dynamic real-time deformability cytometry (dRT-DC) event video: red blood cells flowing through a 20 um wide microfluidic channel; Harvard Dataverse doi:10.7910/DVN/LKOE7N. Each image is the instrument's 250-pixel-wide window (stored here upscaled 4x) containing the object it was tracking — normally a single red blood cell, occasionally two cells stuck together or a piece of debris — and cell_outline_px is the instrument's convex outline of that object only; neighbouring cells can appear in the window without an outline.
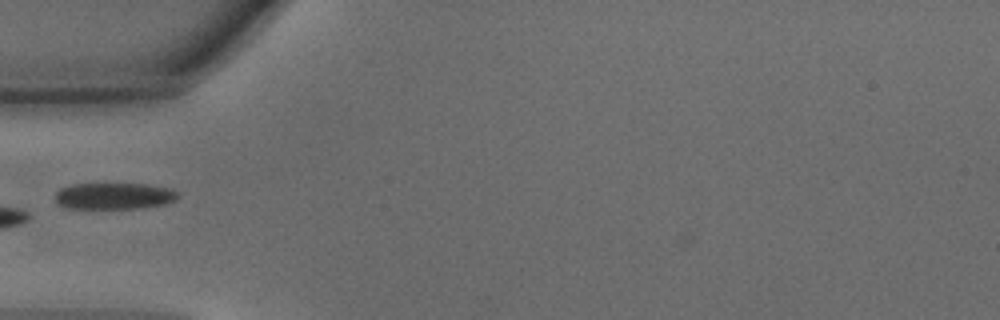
{"species": "common noctule bat (a hibernating species)", "species_latin": "Nyctalus noctula", "temperature_condition": "warm", "stored_images_in_passage": 10, "camera_frame_rate_fps": 3000, "um_per_image_px": 0.085, "animal": {"sex": "male", "body_mass_g": 15.6}, "frame": {"image": 1, "passage_image": 4, "time_ms": 1.0, "image_size_px": [1000, 320], "cell_outline_px": [[180, 196], [176, 200], [164, 204], [140, 208], [64, 208], [56, 204], [56, 192], [60, 188], [72, 184], [148, 184], [172, 188]], "centroid_in_image_um": [9.7, 16.66], "position_along_channel_um": 75.3, "area_um2": 19.07}}